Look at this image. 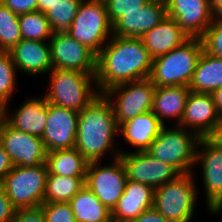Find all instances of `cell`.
<instances>
[{
	"instance_id": "cell-1",
	"label": "cell",
	"mask_w": 222,
	"mask_h": 222,
	"mask_svg": "<svg viewBox=\"0 0 222 222\" xmlns=\"http://www.w3.org/2000/svg\"><path fill=\"white\" fill-rule=\"evenodd\" d=\"M153 58L141 38L111 36L97 54L96 86L99 93L131 81L149 78Z\"/></svg>"
},
{
	"instance_id": "cell-2",
	"label": "cell",
	"mask_w": 222,
	"mask_h": 222,
	"mask_svg": "<svg viewBox=\"0 0 222 222\" xmlns=\"http://www.w3.org/2000/svg\"><path fill=\"white\" fill-rule=\"evenodd\" d=\"M116 134L119 127L112 105L100 93L79 112L75 148L88 162L102 161L109 151L113 159L118 158L121 150L114 148Z\"/></svg>"
},
{
	"instance_id": "cell-3",
	"label": "cell",
	"mask_w": 222,
	"mask_h": 222,
	"mask_svg": "<svg viewBox=\"0 0 222 222\" xmlns=\"http://www.w3.org/2000/svg\"><path fill=\"white\" fill-rule=\"evenodd\" d=\"M49 73V89L44 97L50 104L79 113L100 94L96 74L67 69H52Z\"/></svg>"
},
{
	"instance_id": "cell-4",
	"label": "cell",
	"mask_w": 222,
	"mask_h": 222,
	"mask_svg": "<svg viewBox=\"0 0 222 222\" xmlns=\"http://www.w3.org/2000/svg\"><path fill=\"white\" fill-rule=\"evenodd\" d=\"M203 52L200 38H190L180 47L153 59L150 81L156 87L189 86Z\"/></svg>"
},
{
	"instance_id": "cell-5",
	"label": "cell",
	"mask_w": 222,
	"mask_h": 222,
	"mask_svg": "<svg viewBox=\"0 0 222 222\" xmlns=\"http://www.w3.org/2000/svg\"><path fill=\"white\" fill-rule=\"evenodd\" d=\"M201 137L191 130L178 125H164L146 150L152 157L170 164L180 174L192 173L196 165L197 147Z\"/></svg>"
},
{
	"instance_id": "cell-6",
	"label": "cell",
	"mask_w": 222,
	"mask_h": 222,
	"mask_svg": "<svg viewBox=\"0 0 222 222\" xmlns=\"http://www.w3.org/2000/svg\"><path fill=\"white\" fill-rule=\"evenodd\" d=\"M194 171L154 189L153 207L171 222H190L196 207ZM194 175V176H193Z\"/></svg>"
},
{
	"instance_id": "cell-7",
	"label": "cell",
	"mask_w": 222,
	"mask_h": 222,
	"mask_svg": "<svg viewBox=\"0 0 222 222\" xmlns=\"http://www.w3.org/2000/svg\"><path fill=\"white\" fill-rule=\"evenodd\" d=\"M46 163L32 166H13L0 183L12 205L18 209L37 208L44 203Z\"/></svg>"
},
{
	"instance_id": "cell-8",
	"label": "cell",
	"mask_w": 222,
	"mask_h": 222,
	"mask_svg": "<svg viewBox=\"0 0 222 222\" xmlns=\"http://www.w3.org/2000/svg\"><path fill=\"white\" fill-rule=\"evenodd\" d=\"M66 33L98 54L113 35L104 0H83Z\"/></svg>"
},
{
	"instance_id": "cell-9",
	"label": "cell",
	"mask_w": 222,
	"mask_h": 222,
	"mask_svg": "<svg viewBox=\"0 0 222 222\" xmlns=\"http://www.w3.org/2000/svg\"><path fill=\"white\" fill-rule=\"evenodd\" d=\"M155 89L146 78L114 86L103 93L112 105L118 127L152 110Z\"/></svg>"
},
{
	"instance_id": "cell-10",
	"label": "cell",
	"mask_w": 222,
	"mask_h": 222,
	"mask_svg": "<svg viewBox=\"0 0 222 222\" xmlns=\"http://www.w3.org/2000/svg\"><path fill=\"white\" fill-rule=\"evenodd\" d=\"M111 165H100L99 161L89 162L85 186L110 211L117 205L127 183V174L120 157Z\"/></svg>"
},
{
	"instance_id": "cell-11",
	"label": "cell",
	"mask_w": 222,
	"mask_h": 222,
	"mask_svg": "<svg viewBox=\"0 0 222 222\" xmlns=\"http://www.w3.org/2000/svg\"><path fill=\"white\" fill-rule=\"evenodd\" d=\"M49 45L53 69L96 74L97 54L66 32L52 33Z\"/></svg>"
},
{
	"instance_id": "cell-12",
	"label": "cell",
	"mask_w": 222,
	"mask_h": 222,
	"mask_svg": "<svg viewBox=\"0 0 222 222\" xmlns=\"http://www.w3.org/2000/svg\"><path fill=\"white\" fill-rule=\"evenodd\" d=\"M127 179L151 186L153 189L181 175L173 166L152 157L146 151H120Z\"/></svg>"
},
{
	"instance_id": "cell-13",
	"label": "cell",
	"mask_w": 222,
	"mask_h": 222,
	"mask_svg": "<svg viewBox=\"0 0 222 222\" xmlns=\"http://www.w3.org/2000/svg\"><path fill=\"white\" fill-rule=\"evenodd\" d=\"M0 144L13 166L32 167L46 163L47 152L42 139L17 130L8 122L0 129Z\"/></svg>"
},
{
	"instance_id": "cell-14",
	"label": "cell",
	"mask_w": 222,
	"mask_h": 222,
	"mask_svg": "<svg viewBox=\"0 0 222 222\" xmlns=\"http://www.w3.org/2000/svg\"><path fill=\"white\" fill-rule=\"evenodd\" d=\"M79 113L47 102V121L41 137L46 152L75 148Z\"/></svg>"
},
{
	"instance_id": "cell-15",
	"label": "cell",
	"mask_w": 222,
	"mask_h": 222,
	"mask_svg": "<svg viewBox=\"0 0 222 222\" xmlns=\"http://www.w3.org/2000/svg\"><path fill=\"white\" fill-rule=\"evenodd\" d=\"M167 16L173 18L190 38H200L215 15L209 0H165Z\"/></svg>"
},
{
	"instance_id": "cell-16",
	"label": "cell",
	"mask_w": 222,
	"mask_h": 222,
	"mask_svg": "<svg viewBox=\"0 0 222 222\" xmlns=\"http://www.w3.org/2000/svg\"><path fill=\"white\" fill-rule=\"evenodd\" d=\"M220 120L211 93L190 91L178 126L196 132L201 138H207Z\"/></svg>"
},
{
	"instance_id": "cell-17",
	"label": "cell",
	"mask_w": 222,
	"mask_h": 222,
	"mask_svg": "<svg viewBox=\"0 0 222 222\" xmlns=\"http://www.w3.org/2000/svg\"><path fill=\"white\" fill-rule=\"evenodd\" d=\"M199 162L202 169L206 205L210 212L222 200V150L207 138H201L196 154V163L199 164Z\"/></svg>"
},
{
	"instance_id": "cell-18",
	"label": "cell",
	"mask_w": 222,
	"mask_h": 222,
	"mask_svg": "<svg viewBox=\"0 0 222 222\" xmlns=\"http://www.w3.org/2000/svg\"><path fill=\"white\" fill-rule=\"evenodd\" d=\"M166 16L165 0H149L139 10L127 12L119 18L112 25V33L118 37L140 38Z\"/></svg>"
},
{
	"instance_id": "cell-19",
	"label": "cell",
	"mask_w": 222,
	"mask_h": 222,
	"mask_svg": "<svg viewBox=\"0 0 222 222\" xmlns=\"http://www.w3.org/2000/svg\"><path fill=\"white\" fill-rule=\"evenodd\" d=\"M46 41L22 39L10 51L16 70L25 74L49 73L52 69L50 45Z\"/></svg>"
},
{
	"instance_id": "cell-20",
	"label": "cell",
	"mask_w": 222,
	"mask_h": 222,
	"mask_svg": "<svg viewBox=\"0 0 222 222\" xmlns=\"http://www.w3.org/2000/svg\"><path fill=\"white\" fill-rule=\"evenodd\" d=\"M154 189L146 184L127 180L124 192L111 211L112 222H130L153 207Z\"/></svg>"
},
{
	"instance_id": "cell-21",
	"label": "cell",
	"mask_w": 222,
	"mask_h": 222,
	"mask_svg": "<svg viewBox=\"0 0 222 222\" xmlns=\"http://www.w3.org/2000/svg\"><path fill=\"white\" fill-rule=\"evenodd\" d=\"M140 38L153 59L180 47L190 39L178 23L169 16Z\"/></svg>"
},
{
	"instance_id": "cell-22",
	"label": "cell",
	"mask_w": 222,
	"mask_h": 222,
	"mask_svg": "<svg viewBox=\"0 0 222 222\" xmlns=\"http://www.w3.org/2000/svg\"><path fill=\"white\" fill-rule=\"evenodd\" d=\"M47 121V100L45 97L24 101L14 114L8 113V123L17 130L42 137Z\"/></svg>"
},
{
	"instance_id": "cell-23",
	"label": "cell",
	"mask_w": 222,
	"mask_h": 222,
	"mask_svg": "<svg viewBox=\"0 0 222 222\" xmlns=\"http://www.w3.org/2000/svg\"><path fill=\"white\" fill-rule=\"evenodd\" d=\"M164 125L152 111L138 115L119 126V134L136 148L134 151H146L160 133Z\"/></svg>"
},
{
	"instance_id": "cell-24",
	"label": "cell",
	"mask_w": 222,
	"mask_h": 222,
	"mask_svg": "<svg viewBox=\"0 0 222 222\" xmlns=\"http://www.w3.org/2000/svg\"><path fill=\"white\" fill-rule=\"evenodd\" d=\"M190 91L188 86L156 87L152 113L163 125H165V118H175L177 121L175 125H179Z\"/></svg>"
},
{
	"instance_id": "cell-25",
	"label": "cell",
	"mask_w": 222,
	"mask_h": 222,
	"mask_svg": "<svg viewBox=\"0 0 222 222\" xmlns=\"http://www.w3.org/2000/svg\"><path fill=\"white\" fill-rule=\"evenodd\" d=\"M188 87L196 93H212L222 87V58L203 50Z\"/></svg>"
},
{
	"instance_id": "cell-26",
	"label": "cell",
	"mask_w": 222,
	"mask_h": 222,
	"mask_svg": "<svg viewBox=\"0 0 222 222\" xmlns=\"http://www.w3.org/2000/svg\"><path fill=\"white\" fill-rule=\"evenodd\" d=\"M48 173L66 177H86L89 162L76 149H63L47 152Z\"/></svg>"
},
{
	"instance_id": "cell-27",
	"label": "cell",
	"mask_w": 222,
	"mask_h": 222,
	"mask_svg": "<svg viewBox=\"0 0 222 222\" xmlns=\"http://www.w3.org/2000/svg\"><path fill=\"white\" fill-rule=\"evenodd\" d=\"M76 222H112L111 211L84 186L70 201Z\"/></svg>"
},
{
	"instance_id": "cell-28",
	"label": "cell",
	"mask_w": 222,
	"mask_h": 222,
	"mask_svg": "<svg viewBox=\"0 0 222 222\" xmlns=\"http://www.w3.org/2000/svg\"><path fill=\"white\" fill-rule=\"evenodd\" d=\"M85 179L48 173L44 203L69 202L85 186Z\"/></svg>"
},
{
	"instance_id": "cell-29",
	"label": "cell",
	"mask_w": 222,
	"mask_h": 222,
	"mask_svg": "<svg viewBox=\"0 0 222 222\" xmlns=\"http://www.w3.org/2000/svg\"><path fill=\"white\" fill-rule=\"evenodd\" d=\"M83 0H56L45 12L53 33L67 32Z\"/></svg>"
},
{
	"instance_id": "cell-30",
	"label": "cell",
	"mask_w": 222,
	"mask_h": 222,
	"mask_svg": "<svg viewBox=\"0 0 222 222\" xmlns=\"http://www.w3.org/2000/svg\"><path fill=\"white\" fill-rule=\"evenodd\" d=\"M19 28L25 40L48 41L53 33L45 13L40 11L19 15Z\"/></svg>"
},
{
	"instance_id": "cell-31",
	"label": "cell",
	"mask_w": 222,
	"mask_h": 222,
	"mask_svg": "<svg viewBox=\"0 0 222 222\" xmlns=\"http://www.w3.org/2000/svg\"><path fill=\"white\" fill-rule=\"evenodd\" d=\"M21 40L19 15L0 2V51L9 52Z\"/></svg>"
},
{
	"instance_id": "cell-32",
	"label": "cell",
	"mask_w": 222,
	"mask_h": 222,
	"mask_svg": "<svg viewBox=\"0 0 222 222\" xmlns=\"http://www.w3.org/2000/svg\"><path fill=\"white\" fill-rule=\"evenodd\" d=\"M17 70L9 52L0 51V97L11 100L16 89Z\"/></svg>"
},
{
	"instance_id": "cell-33",
	"label": "cell",
	"mask_w": 222,
	"mask_h": 222,
	"mask_svg": "<svg viewBox=\"0 0 222 222\" xmlns=\"http://www.w3.org/2000/svg\"><path fill=\"white\" fill-rule=\"evenodd\" d=\"M200 39L205 52L222 58V16L214 17Z\"/></svg>"
},
{
	"instance_id": "cell-34",
	"label": "cell",
	"mask_w": 222,
	"mask_h": 222,
	"mask_svg": "<svg viewBox=\"0 0 222 222\" xmlns=\"http://www.w3.org/2000/svg\"><path fill=\"white\" fill-rule=\"evenodd\" d=\"M148 1L149 0H104L111 25L127 14V12L139 10Z\"/></svg>"
},
{
	"instance_id": "cell-35",
	"label": "cell",
	"mask_w": 222,
	"mask_h": 222,
	"mask_svg": "<svg viewBox=\"0 0 222 222\" xmlns=\"http://www.w3.org/2000/svg\"><path fill=\"white\" fill-rule=\"evenodd\" d=\"M45 222H76L69 202L43 203Z\"/></svg>"
},
{
	"instance_id": "cell-36",
	"label": "cell",
	"mask_w": 222,
	"mask_h": 222,
	"mask_svg": "<svg viewBox=\"0 0 222 222\" xmlns=\"http://www.w3.org/2000/svg\"><path fill=\"white\" fill-rule=\"evenodd\" d=\"M11 222H45V215L41 207L18 209Z\"/></svg>"
},
{
	"instance_id": "cell-37",
	"label": "cell",
	"mask_w": 222,
	"mask_h": 222,
	"mask_svg": "<svg viewBox=\"0 0 222 222\" xmlns=\"http://www.w3.org/2000/svg\"><path fill=\"white\" fill-rule=\"evenodd\" d=\"M37 1L38 0H0L3 5L18 15L37 11Z\"/></svg>"
},
{
	"instance_id": "cell-38",
	"label": "cell",
	"mask_w": 222,
	"mask_h": 222,
	"mask_svg": "<svg viewBox=\"0 0 222 222\" xmlns=\"http://www.w3.org/2000/svg\"><path fill=\"white\" fill-rule=\"evenodd\" d=\"M16 210L0 184V222H11Z\"/></svg>"
},
{
	"instance_id": "cell-39",
	"label": "cell",
	"mask_w": 222,
	"mask_h": 222,
	"mask_svg": "<svg viewBox=\"0 0 222 222\" xmlns=\"http://www.w3.org/2000/svg\"><path fill=\"white\" fill-rule=\"evenodd\" d=\"M130 222H171L168 221L162 214H160L154 207L145 210L136 219Z\"/></svg>"
},
{
	"instance_id": "cell-40",
	"label": "cell",
	"mask_w": 222,
	"mask_h": 222,
	"mask_svg": "<svg viewBox=\"0 0 222 222\" xmlns=\"http://www.w3.org/2000/svg\"><path fill=\"white\" fill-rule=\"evenodd\" d=\"M13 165L10 161L9 155L0 144V183L3 178L12 170Z\"/></svg>"
},
{
	"instance_id": "cell-41",
	"label": "cell",
	"mask_w": 222,
	"mask_h": 222,
	"mask_svg": "<svg viewBox=\"0 0 222 222\" xmlns=\"http://www.w3.org/2000/svg\"><path fill=\"white\" fill-rule=\"evenodd\" d=\"M207 139L218 149L222 150V119Z\"/></svg>"
},
{
	"instance_id": "cell-42",
	"label": "cell",
	"mask_w": 222,
	"mask_h": 222,
	"mask_svg": "<svg viewBox=\"0 0 222 222\" xmlns=\"http://www.w3.org/2000/svg\"><path fill=\"white\" fill-rule=\"evenodd\" d=\"M8 103L10 102L0 97V129L8 122Z\"/></svg>"
},
{
	"instance_id": "cell-43",
	"label": "cell",
	"mask_w": 222,
	"mask_h": 222,
	"mask_svg": "<svg viewBox=\"0 0 222 222\" xmlns=\"http://www.w3.org/2000/svg\"><path fill=\"white\" fill-rule=\"evenodd\" d=\"M211 95L213 97L216 111H217L218 115L220 116V118L222 119V87L214 90L211 93Z\"/></svg>"
},
{
	"instance_id": "cell-44",
	"label": "cell",
	"mask_w": 222,
	"mask_h": 222,
	"mask_svg": "<svg viewBox=\"0 0 222 222\" xmlns=\"http://www.w3.org/2000/svg\"><path fill=\"white\" fill-rule=\"evenodd\" d=\"M210 10L215 16H222V0H209Z\"/></svg>"
},
{
	"instance_id": "cell-45",
	"label": "cell",
	"mask_w": 222,
	"mask_h": 222,
	"mask_svg": "<svg viewBox=\"0 0 222 222\" xmlns=\"http://www.w3.org/2000/svg\"><path fill=\"white\" fill-rule=\"evenodd\" d=\"M55 1L56 0H38L37 1V11L45 13L46 11H48L52 7V5Z\"/></svg>"
},
{
	"instance_id": "cell-46",
	"label": "cell",
	"mask_w": 222,
	"mask_h": 222,
	"mask_svg": "<svg viewBox=\"0 0 222 222\" xmlns=\"http://www.w3.org/2000/svg\"><path fill=\"white\" fill-rule=\"evenodd\" d=\"M222 213V200L210 211L212 215Z\"/></svg>"
}]
</instances>
